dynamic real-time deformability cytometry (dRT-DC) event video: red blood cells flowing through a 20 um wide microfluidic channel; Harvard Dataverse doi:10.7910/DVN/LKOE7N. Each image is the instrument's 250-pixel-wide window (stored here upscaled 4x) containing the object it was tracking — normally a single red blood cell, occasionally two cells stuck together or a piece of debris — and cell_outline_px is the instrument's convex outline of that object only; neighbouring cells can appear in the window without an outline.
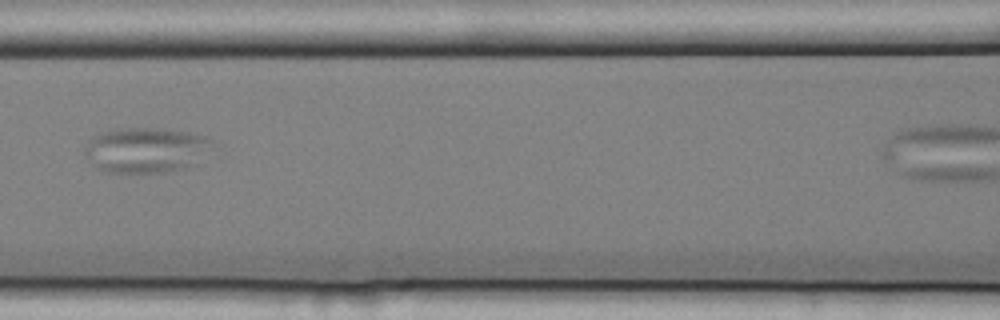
{"species": "common noctule bat (a hibernating species)", "species_latin": "Nyctalus noctula", "temperature_condition": "cold", "stored_images_in_passage": 4, "camera_frame_rate_fps": 3000, "um_per_image_px": 0.085, "animal": {"sex": "female", "body_mass_g": 25.1}, "frame": {"image": 1, "passage_image": 3, "time_ms": 0.667, "image_size_px": [1000, 320], "cell_outline_px": [[212, 140], [184, 168], [164, 172], [104, 172], [96, 168], [84, 152], [84, 148], [92, 136], [104, 132], [124, 128], [164, 128], [188, 132], [208, 136]], "centroid_in_image_um": [12.26, 12.73], "position_along_channel_um": 154.3, "area_um2": 32.48}}